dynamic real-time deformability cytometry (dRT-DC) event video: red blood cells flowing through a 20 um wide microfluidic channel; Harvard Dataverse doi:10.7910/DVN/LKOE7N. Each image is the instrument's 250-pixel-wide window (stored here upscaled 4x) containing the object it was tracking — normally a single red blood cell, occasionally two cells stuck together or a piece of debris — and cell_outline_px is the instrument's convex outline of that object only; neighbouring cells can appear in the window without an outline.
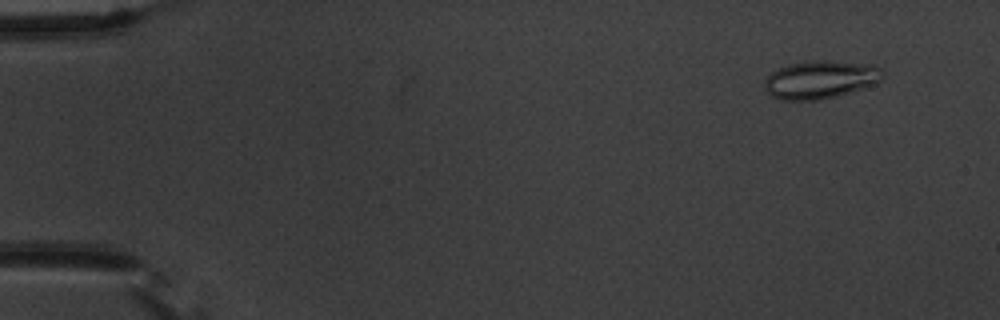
{"species": "common noctule bat (a hibernating species)", "species_latin": "Nyctalus noctula", "temperature_condition": "warm", "stored_images_in_passage": 6, "camera_frame_rate_fps": 3000, "um_per_image_px": 0.085, "animal": {"sex": "male", "body_mass_g": 20.1, "forearm_length_mm": 53.5}, "frame": {"image": 1, "passage_image": 6, "time_ms": 6.667, "image_size_px": [1000, 320], "cell_outline_px": [[884, 76], [876, 84], [852, 92], [836, 96], [816, 100], [780, 100], [772, 96], [764, 88], [764, 80], [772, 72], [780, 68], [792, 64], [812, 60], [824, 60], [876, 64], [884, 68]], "centroid_in_image_um": [69.8, 6.76], "position_along_channel_um": 15.2, "area_um2": 26.47}}